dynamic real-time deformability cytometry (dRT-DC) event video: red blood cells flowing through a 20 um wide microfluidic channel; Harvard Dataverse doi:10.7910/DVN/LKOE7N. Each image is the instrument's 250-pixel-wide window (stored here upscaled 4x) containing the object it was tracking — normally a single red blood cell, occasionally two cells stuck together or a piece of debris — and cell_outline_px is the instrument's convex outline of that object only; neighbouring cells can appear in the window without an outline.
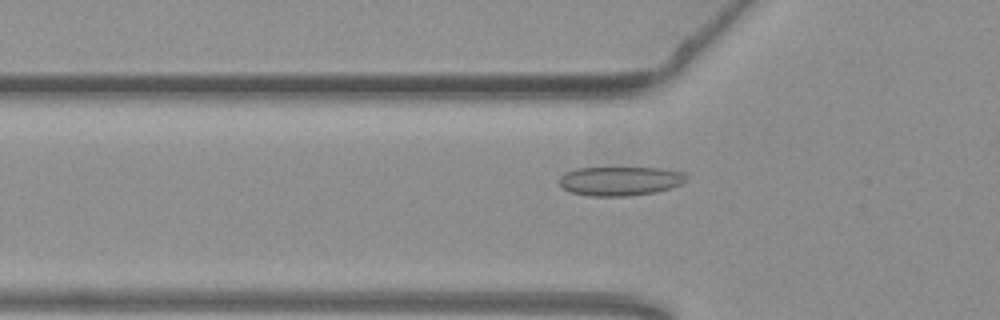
{"species": "common noctule bat (a hibernating species)", "species_latin": "Nyctalus noctula", "temperature_condition": "warm", "stored_images_in_passage": 21, "camera_frame_rate_fps": 3000, "um_per_image_px": 0.085, "animal": {"sex": "female", "body_mass_g": 19.3, "forearm_length_mm": 54.1}, "frame": {"image": 1, "passage_image": 2, "time_ms": 0.333, "image_size_px": [1000, 320], "cell_outline_px": [[684, 180], [680, 184], [668, 188], [652, 192], [628, 196], [592, 196], [572, 192], [564, 188], [560, 184], [560, 176], [564, 172], [576, 168], [660, 168], [684, 172]], "centroid_in_image_um": [52.65, 15.37], "position_along_channel_um": 73.1, "area_um2": 21.15}}
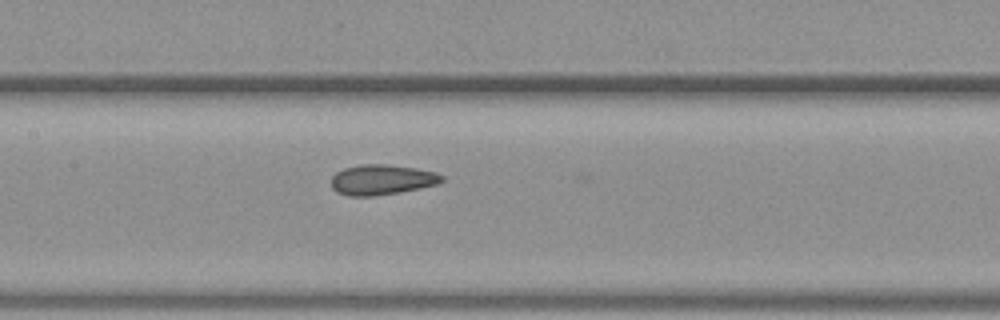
{"frame": {"image": 2, "passage_image": 10, "time_ms": 3.0, "image_size_px": [1000, 320], "cell_outline_px": [[444, 180], [436, 184], [420, 188], [400, 192], [372, 196], [348, 196], [336, 192], [332, 188], [332, 176], [336, 172], [344, 168], [360, 164], [388, 164], [416, 168], [436, 172], [444, 176]], "centroid_in_image_um": [32.45, 15.27], "position_along_channel_um": 175.0, "area_um2": 19.59}}
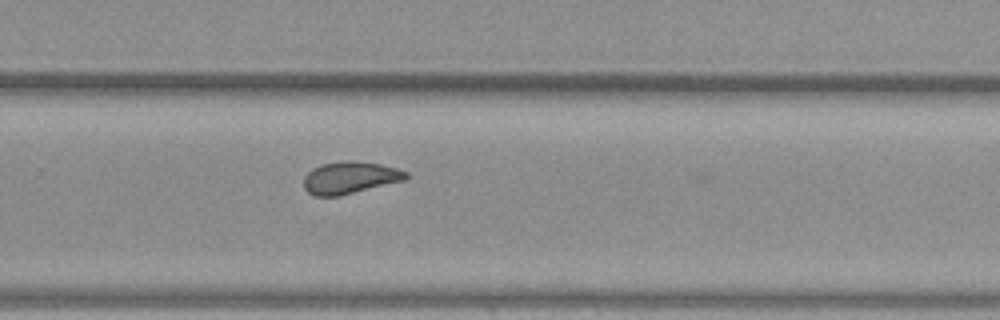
{"frame": {"image": 3, "passage_image": 20, "time_ms": 6.333, "image_size_px": [1000, 320], "cell_outline_px": [[408, 176], [404, 180], [340, 196], [316, 196], [308, 192], [304, 188], [304, 176], [312, 168], [320, 164], [344, 160], [348, 160], [380, 164], [396, 168], [408, 172]], "centroid_in_image_um": [29.72, 15.1], "position_along_channel_um": 300.1, "area_um2": 19.13}}